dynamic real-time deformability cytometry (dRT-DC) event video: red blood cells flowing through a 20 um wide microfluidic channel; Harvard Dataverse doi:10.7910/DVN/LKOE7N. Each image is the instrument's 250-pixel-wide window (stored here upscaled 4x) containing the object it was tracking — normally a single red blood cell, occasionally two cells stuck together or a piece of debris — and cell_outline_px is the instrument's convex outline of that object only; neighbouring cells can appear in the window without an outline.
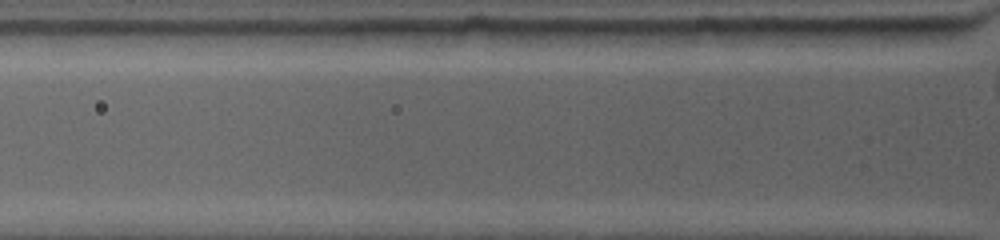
{"species": "common noctule bat (a hibernating species)", "species_latin": "Nyctalus noctula", "temperature_condition": "warm", "stored_images_in_passage": 3, "camera_frame_rate_fps": 4500, "um_per_image_px": 0.085, "animal": {"sex": "female", "body_mass_g": 19.0, "forearm_length_mm": 53.3}, "frame": {"image": 1, "passage_image": 3, "time_ms": 0.889, "image_size_px": [1000, 240], "cell_outline_px": [[952, 28], [948, 36], [924, 44], [832, 44], [820, 32], [820, 28]], "centroid_in_image_um": [75.14, 3.02], "position_along_channel_um": 50.7, "area_um2": 13.7}}